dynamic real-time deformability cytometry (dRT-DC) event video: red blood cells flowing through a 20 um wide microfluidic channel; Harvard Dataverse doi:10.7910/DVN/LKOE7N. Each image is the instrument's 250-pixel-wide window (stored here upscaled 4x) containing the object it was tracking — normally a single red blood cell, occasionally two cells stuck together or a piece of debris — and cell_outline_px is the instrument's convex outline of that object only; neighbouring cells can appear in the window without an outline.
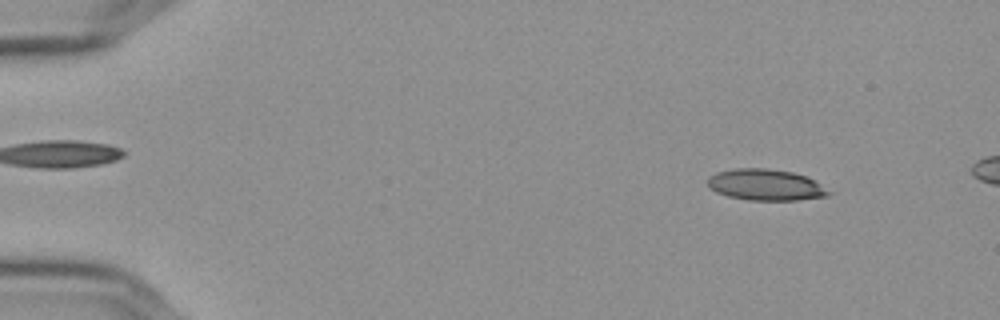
{"species": "Egyptian fruit bat (a non-hibernating species)", "species_latin": "Rousettus aegyptiacus", "temperature_condition": "cold", "stored_images_in_passage": 14, "camera_frame_rate_fps": 3000, "um_per_image_px": 0.085, "frame": {"image": 1, "passage_image": 3, "time_ms": 0.667, "image_size_px": [1000, 320], "cell_outline_px": [[832, 192], [828, 196], [796, 200], [748, 200], [728, 196], [716, 192], [708, 188], [708, 176], [716, 172], [736, 168], [764, 168], [792, 172], [804, 176], [812, 180]], "centroid_in_image_um": [65.03, 15.71], "position_along_channel_um": 20.0, "area_um2": 21.91}}